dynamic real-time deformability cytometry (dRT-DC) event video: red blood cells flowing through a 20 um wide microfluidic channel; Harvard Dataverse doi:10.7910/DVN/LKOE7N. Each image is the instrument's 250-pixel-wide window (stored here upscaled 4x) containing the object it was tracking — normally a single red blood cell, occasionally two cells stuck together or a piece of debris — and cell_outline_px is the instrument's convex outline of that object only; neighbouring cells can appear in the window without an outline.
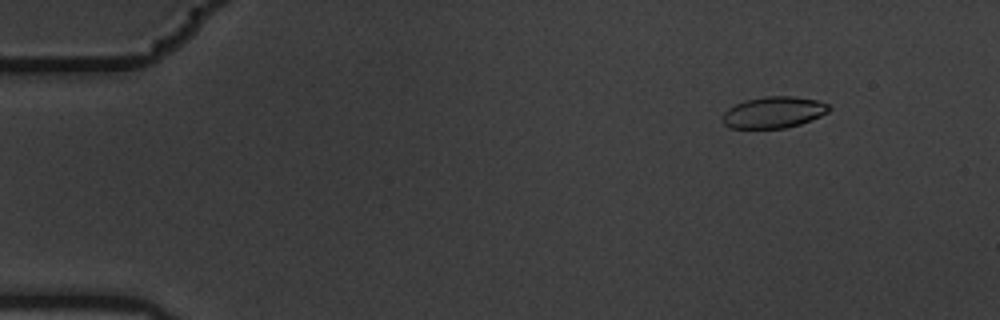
{"species": "common noctule bat (a hibernating species)", "species_latin": "Nyctalus noctula", "temperature_condition": "warm", "stored_images_in_passage": 5, "camera_frame_rate_fps": 3000, "um_per_image_px": 0.085, "animal": {"sex": "male", "body_mass_g": 19.5, "forearm_length_mm": 54.6}, "frame": {"image": 1, "passage_image": 2, "time_ms": 0.333, "image_size_px": [1000, 320], "cell_outline_px": [[832, 108], [828, 112], [820, 116], [800, 124], [784, 128], [732, 128], [724, 124], [724, 112], [728, 108], [744, 100], [764, 96], [792, 96], [816, 100], [828, 104]], "centroid_in_image_um": [65.77, 9.54], "position_along_channel_um": 19.2, "area_um2": 19.36}}
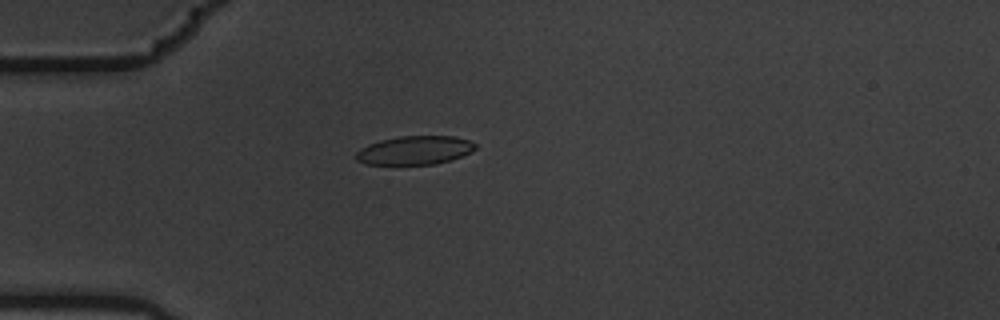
{"frame": {"image": 2, "passage_image": 5, "time_ms": 1.333, "image_size_px": [1000, 320], "cell_outline_px": [[476, 148], [472, 152], [436, 164], [364, 164], [356, 160], [356, 152], [360, 148], [368, 144], [380, 140], [400, 136], [452, 136], [468, 140], [476, 144]], "centroid_in_image_um": [35.22, 12.77], "position_along_channel_um": 49.8, "area_um2": 19.83}}